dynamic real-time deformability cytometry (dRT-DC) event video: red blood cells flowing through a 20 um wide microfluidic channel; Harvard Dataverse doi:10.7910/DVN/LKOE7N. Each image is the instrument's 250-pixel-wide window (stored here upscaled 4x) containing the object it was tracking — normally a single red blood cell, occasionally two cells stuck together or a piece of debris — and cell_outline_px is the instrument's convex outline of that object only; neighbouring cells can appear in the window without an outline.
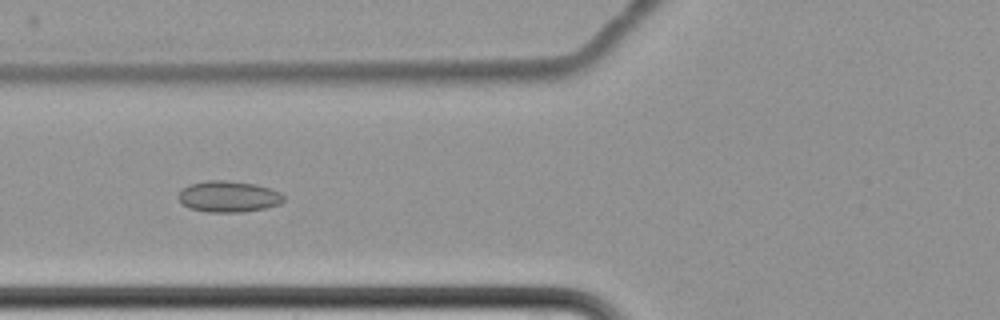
{"species": "common noctule bat (a hibernating species)", "species_latin": "Nyctalus noctula", "temperature_condition": "cold", "stored_images_in_passage": 9, "camera_frame_rate_fps": 3000, "um_per_image_px": 0.085, "animal": {"sex": "female", "body_mass_g": 22.7, "forearm_length_mm": 54.2}, "frame": {"image": 1, "passage_image": 8, "time_ms": 8.667, "image_size_px": [1000, 320], "cell_outline_px": [[284, 200], [280, 204], [264, 208], [240, 212], [208, 212], [188, 208], [180, 204], [176, 196], [184, 188], [192, 184], [208, 180], [224, 180], [256, 184], [280, 192], [284, 196]], "centroid_in_image_um": [19.39, 16.71], "position_along_channel_um": 106.4, "area_um2": 19.13}}
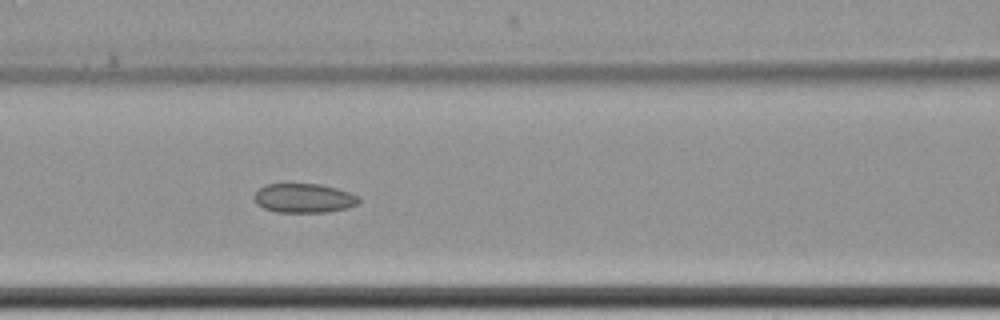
{"frame": {"image": 2, "passage_image": 9, "time_ms": 9.667, "image_size_px": [1000, 320], "cell_outline_px": [[360, 200], [356, 204], [348, 208], [328, 212], [276, 212], [264, 208], [256, 204], [256, 192], [260, 188], [268, 184], [320, 184], [336, 188], [360, 196]], "centroid_in_image_um": [25.87, 16.85], "position_along_channel_um": 140.7, "area_um2": 17.69}}